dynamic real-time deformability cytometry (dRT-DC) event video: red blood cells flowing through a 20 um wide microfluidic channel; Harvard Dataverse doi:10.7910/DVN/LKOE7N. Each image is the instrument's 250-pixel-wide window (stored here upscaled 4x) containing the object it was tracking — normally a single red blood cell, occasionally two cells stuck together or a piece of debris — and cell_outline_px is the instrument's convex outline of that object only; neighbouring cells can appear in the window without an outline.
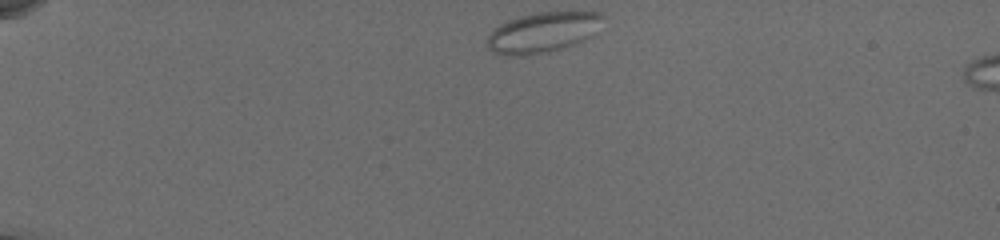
{"species": "common noctule bat (a hibernating species)", "species_latin": "Nyctalus noctula", "temperature_condition": "cold", "stored_images_in_passage": 13, "segment_of_instrument_passage": [1, 2], "camera_frame_rate_fps": 3000, "um_per_image_px": 0.085, "animal": {"sex": "female", "body_mass_g": 19.5, "forearm_length_mm": 54.1}, "frame": {"image": 1, "passage_image": 1, "time_ms": 0.0, "image_size_px": [1000, 240], "cell_outline_px": [[604, 16], [600, 32], [592, 36], [572, 44], [540, 52], [520, 56], [508, 56], [492, 52], [488, 48], [488, 36], [500, 24], [508, 20], [520, 16], [536, 12], [596, 12]], "centroid_in_image_um": [46.16, 2.73], "position_along_channel_um": 38.8, "area_um2": 26.82}}
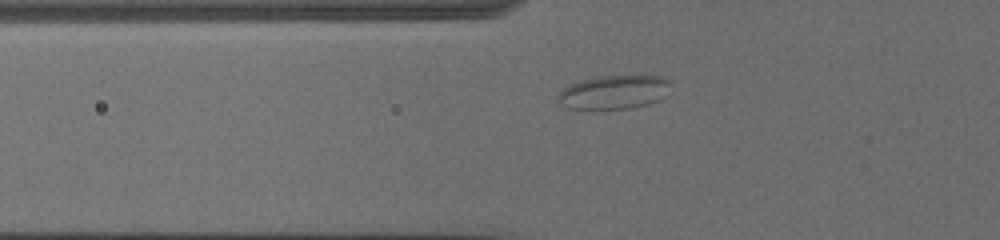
{"frame": {"image": 2, "passage_image": 9, "time_ms": 2.667, "image_size_px": [1000, 240], "cell_outline_px": [[668, 84], [664, 96], [648, 104], [632, 108], [568, 108], [560, 104], [556, 100], [556, 96], [568, 84], [580, 80], [596, 76], [660, 76], [668, 80]], "centroid_in_image_um": [52.1, 7.82], "position_along_channel_um": 73.7, "area_um2": 21.85}}